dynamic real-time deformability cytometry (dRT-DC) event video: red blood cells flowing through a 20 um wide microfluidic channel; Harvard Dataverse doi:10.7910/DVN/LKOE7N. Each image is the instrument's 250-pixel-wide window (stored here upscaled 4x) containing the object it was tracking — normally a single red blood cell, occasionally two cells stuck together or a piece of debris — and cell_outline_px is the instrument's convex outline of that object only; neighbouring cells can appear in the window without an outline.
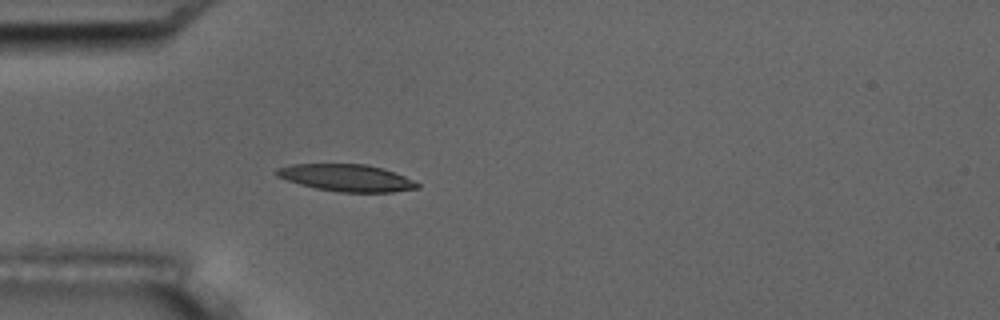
{"species": "common noctule bat (a hibernating species)", "species_latin": "Nyctalus noctula", "temperature_condition": "room temperature", "stored_images_in_passage": 5, "camera_frame_rate_fps": 3000, "um_per_image_px": 0.085, "animal": {"sex": "male", "body_mass_g": 17.5, "forearm_length_mm": 52.3}, "frame": {"image": 1, "passage_image": 5, "time_ms": 4.667, "image_size_px": [1000, 320], "cell_outline_px": [[420, 188], [392, 192], [340, 192], [316, 188], [300, 184], [276, 176], [272, 172], [276, 168], [292, 164], [368, 164], [384, 168], [404, 176], [420, 184]], "centroid_in_image_um": [29.44, 15.11], "position_along_channel_um": 55.6, "area_um2": 22.25}}